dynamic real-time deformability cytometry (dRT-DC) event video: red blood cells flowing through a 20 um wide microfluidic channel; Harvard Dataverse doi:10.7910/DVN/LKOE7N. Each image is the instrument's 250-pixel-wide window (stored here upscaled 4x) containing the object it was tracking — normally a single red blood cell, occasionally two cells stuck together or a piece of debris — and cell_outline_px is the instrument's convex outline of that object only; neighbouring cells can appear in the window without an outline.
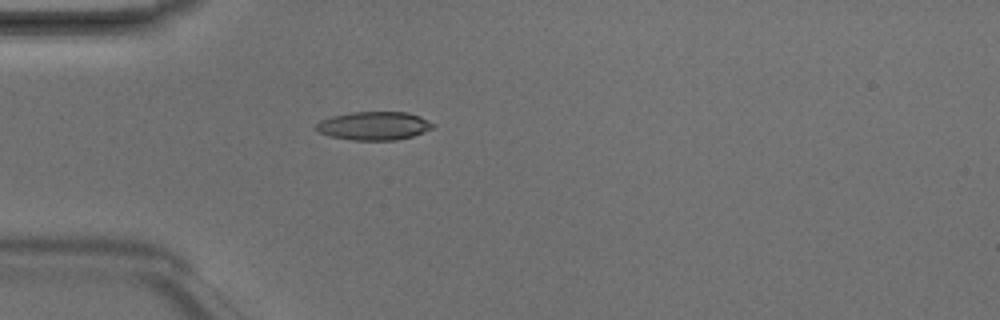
{"species": "Egyptian fruit bat (a non-hibernating species)", "species_latin": "Rousettus aegyptiacus", "temperature_condition": "room temperature", "stored_images_in_passage": 3, "camera_frame_rate_fps": 3000, "um_per_image_px": 0.085, "animal": {"sex": "male"}, "frame": {"image": 1, "passage_image": 3, "time_ms": 0.667, "image_size_px": [1000, 320], "cell_outline_px": [[436, 124], [432, 128], [424, 132], [412, 136], [396, 140], [352, 140], [332, 136], [320, 132], [312, 128], [320, 120], [332, 116], [352, 112], [408, 112], [420, 116]], "centroid_in_image_um": [31.79, 10.69], "position_along_channel_um": 53.2, "area_um2": 19.36}}